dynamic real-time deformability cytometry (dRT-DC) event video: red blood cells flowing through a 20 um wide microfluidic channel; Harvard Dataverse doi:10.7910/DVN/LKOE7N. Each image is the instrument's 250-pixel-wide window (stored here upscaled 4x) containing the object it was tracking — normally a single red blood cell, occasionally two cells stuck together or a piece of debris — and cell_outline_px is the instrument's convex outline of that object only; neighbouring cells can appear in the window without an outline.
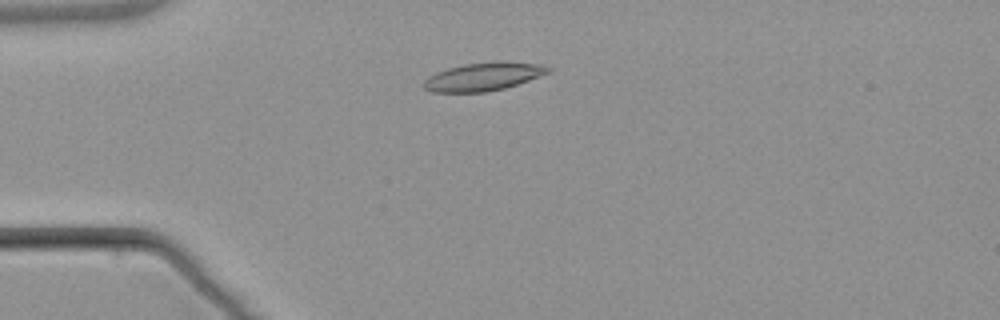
{"species": "common noctule bat (a hibernating species)", "species_latin": "Nyctalus noctula", "temperature_condition": "warm", "stored_images_in_passage": 4, "camera_frame_rate_fps": 3000, "um_per_image_px": 0.085, "animal": {"sex": "male", "body_mass_g": 21.5, "forearm_length_mm": 52.0}, "frame": {"image": 1, "passage_image": 3, "time_ms": 2.667, "image_size_px": [1000, 320], "cell_outline_px": [[552, 72], [504, 88], [484, 92], [428, 92], [420, 84], [428, 76], [436, 72], [448, 68], [464, 64], [492, 60], [500, 60], [544, 64], [552, 68]], "centroid_in_image_um": [41.09, 6.49], "position_along_channel_um": 43.9, "area_um2": 20.92}}